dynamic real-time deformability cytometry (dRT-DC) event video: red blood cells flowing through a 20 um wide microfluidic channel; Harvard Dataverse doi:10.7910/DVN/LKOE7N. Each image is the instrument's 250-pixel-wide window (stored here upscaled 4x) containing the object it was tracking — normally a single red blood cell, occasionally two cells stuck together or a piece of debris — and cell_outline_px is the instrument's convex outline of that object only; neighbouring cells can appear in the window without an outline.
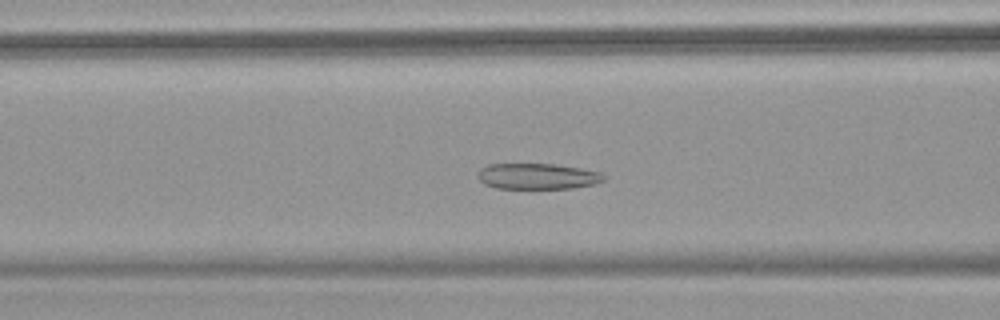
{"species": "common noctule bat (a hibernating species)", "species_latin": "Nyctalus noctula", "temperature_condition": "warm", "stored_images_in_passage": 51, "camera_frame_rate_fps": 3000, "um_per_image_px": 0.085, "animal": {"sex": "female", "body_mass_g": 18.4}, "frame": {"image": 1, "passage_image": 20, "time_ms": 6.333, "image_size_px": [1000, 320], "cell_outline_px": [[604, 180], [596, 184], [572, 188], [496, 188], [484, 184], [476, 176], [476, 172], [480, 168], [488, 164], [556, 164], [580, 168], [600, 172], [604, 176]], "centroid_in_image_um": [45.65, 14.98], "position_along_channel_um": 121.0, "area_um2": 19.07}}
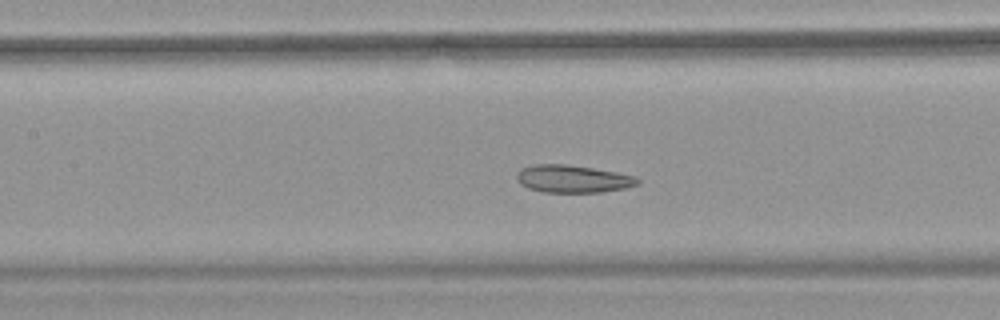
{"frame": {"image": 2, "passage_image": 23, "time_ms": 7.333, "image_size_px": [1000, 320], "cell_outline_px": [[640, 184], [624, 188], [600, 192], [544, 192], [528, 188], [520, 184], [516, 180], [516, 172], [520, 168], [532, 164], [568, 164], [616, 172], [636, 176], [640, 180]], "centroid_in_image_um": [48.65, 15.19], "position_along_channel_um": 158.7, "area_um2": 19.59}}
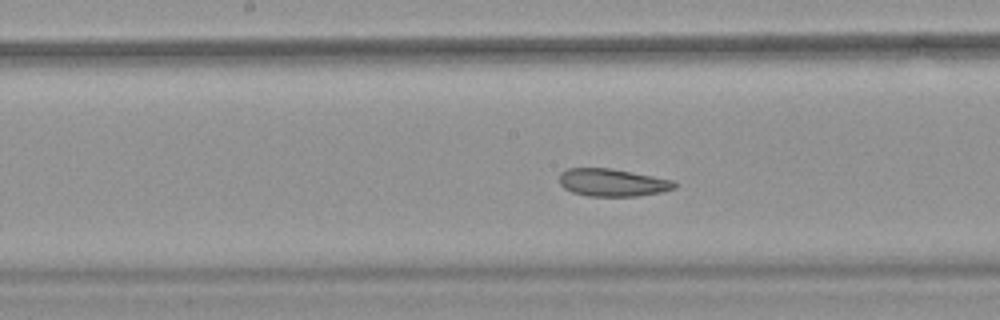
{"frame": {"image": 3, "passage_image": 26, "time_ms": 8.333, "image_size_px": [1000, 320], "cell_outline_px": [[676, 188], [664, 192], [636, 196], [588, 196], [572, 192], [564, 188], [560, 184], [560, 172], [568, 168], [612, 168], [672, 180], [676, 184]], "centroid_in_image_um": [52.05, 15.52], "position_along_channel_um": 196.1, "area_um2": 18.55}, "authors_computed_cell_mechanics": {"area_um2": 21.7906, "velocity_mm_per_s": 3.7825, "shape_relaxation_time_tau1_ms": null, "shape_relaxation_time_tau2_ms": 3.5036, "deformation_change_tau1": null, "deformation_change_tau2": 0.1003}}